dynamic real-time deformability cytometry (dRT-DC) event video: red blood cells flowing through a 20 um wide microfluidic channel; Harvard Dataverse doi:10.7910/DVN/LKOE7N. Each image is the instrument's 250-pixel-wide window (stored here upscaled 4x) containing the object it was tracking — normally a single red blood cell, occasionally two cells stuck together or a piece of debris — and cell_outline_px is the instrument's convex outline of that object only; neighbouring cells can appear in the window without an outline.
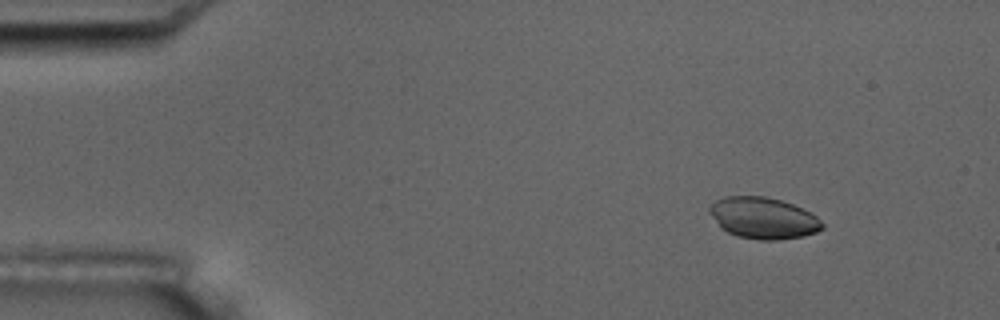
{"species": "common noctule bat (a hibernating species)", "species_latin": "Nyctalus noctula", "temperature_condition": "room temperature", "stored_images_in_passage": 5, "camera_frame_rate_fps": 3000, "um_per_image_px": 0.085, "animal": {"sex": "male", "body_mass_g": 17.5, "forearm_length_mm": 52.3}, "frame": {"image": 1, "passage_image": 2, "time_ms": 1.0, "image_size_px": [1000, 320], "cell_outline_px": [[824, 228], [816, 232], [804, 236], [776, 240], [760, 240], [736, 236], [720, 228], [708, 212], [708, 208], [716, 200], [724, 196], [764, 196], [780, 200], [792, 204], [816, 216], [824, 224]], "centroid_in_image_um": [64.85, 18.54], "position_along_channel_um": 20.2, "area_um2": 27.22}}
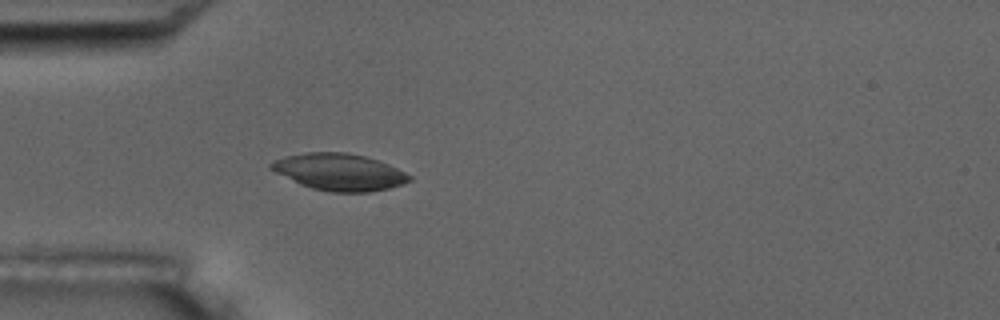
{"frame": {"image": 2, "passage_image": 5, "time_ms": 4.333, "image_size_px": [1000, 320], "cell_outline_px": [[412, 180], [388, 188], [368, 192], [332, 192], [312, 188], [300, 184], [268, 168], [268, 164], [272, 160], [284, 156], [308, 152], [348, 152], [364, 156], [388, 164], [412, 176]], "centroid_in_image_um": [28.8, 14.61], "position_along_channel_um": 56.2, "area_um2": 29.54}}